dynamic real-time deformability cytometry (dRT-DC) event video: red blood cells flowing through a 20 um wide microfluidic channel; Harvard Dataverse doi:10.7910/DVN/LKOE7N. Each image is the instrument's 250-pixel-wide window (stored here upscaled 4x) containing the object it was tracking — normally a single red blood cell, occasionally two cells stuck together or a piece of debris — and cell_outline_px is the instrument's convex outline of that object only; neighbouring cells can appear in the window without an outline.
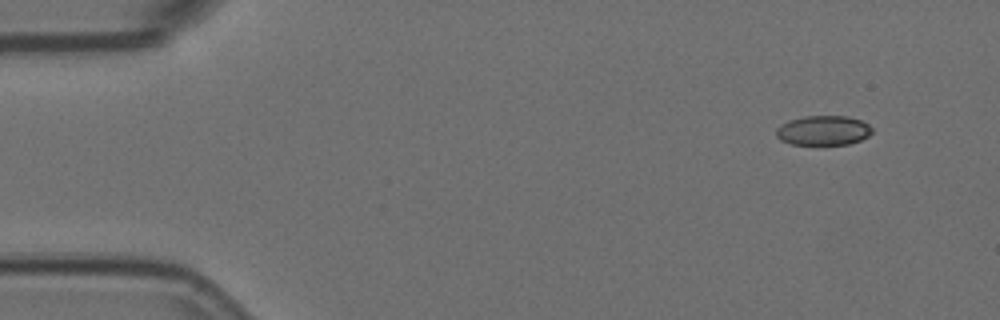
{"species": "Egyptian fruit bat (a non-hibernating species)", "species_latin": "Rousettus aegyptiacus", "temperature_condition": "room temperature", "stored_images_in_passage": 9, "camera_frame_rate_fps": 3000, "um_per_image_px": 0.085, "animal": {"sex": "female"}, "frame": {"image": 1, "passage_image": 1, "time_ms": 0.0, "image_size_px": [1000, 320], "cell_outline_px": [[872, 132], [868, 136], [860, 140], [848, 144], [792, 144], [780, 140], [776, 136], [776, 128], [780, 124], [788, 120], [804, 116], [848, 116], [860, 120], [868, 124], [872, 128]], "centroid_in_image_um": [69.96, 11.08], "position_along_channel_um": 15.0, "area_um2": 16.59}}
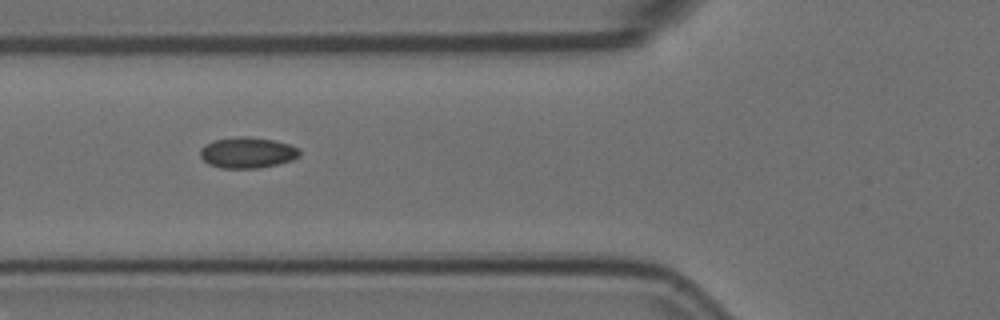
{"frame": {"image": 2, "passage_image": 6, "time_ms": 1.667, "image_size_px": [1000, 320], "cell_outline_px": [[300, 156], [292, 160], [276, 164], [256, 168], [220, 168], [208, 164], [200, 156], [200, 148], [204, 144], [216, 140], [236, 136], [248, 136], [276, 140], [288, 144], [296, 148], [300, 152]], "centroid_in_image_um": [21.0, 12.96], "position_along_channel_um": 104.8, "area_um2": 17.92}}
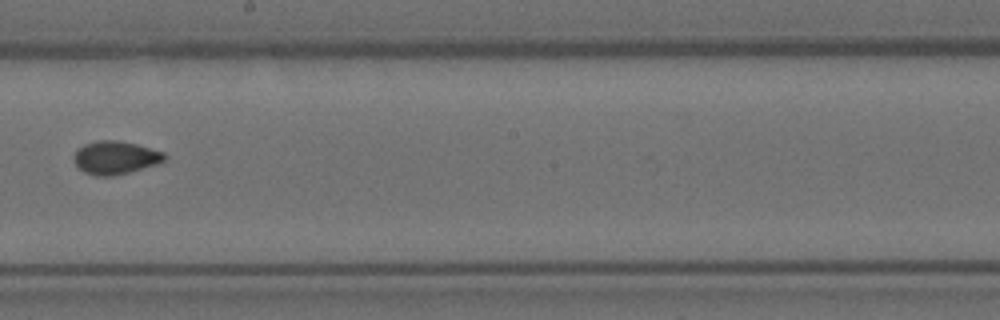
{"frame": {"image": 3, "passage_image": 9, "time_ms": 2.667, "image_size_px": [1000, 320], "cell_outline_px": [[168, 156], [164, 160], [156, 164], [128, 172], [112, 176], [96, 176], [84, 172], [76, 164], [76, 152], [84, 144], [96, 140], [116, 140], [136, 144], [164, 152]], "centroid_in_image_um": [9.84, 13.39], "position_along_channel_um": 238.4, "area_um2": 17.17}}